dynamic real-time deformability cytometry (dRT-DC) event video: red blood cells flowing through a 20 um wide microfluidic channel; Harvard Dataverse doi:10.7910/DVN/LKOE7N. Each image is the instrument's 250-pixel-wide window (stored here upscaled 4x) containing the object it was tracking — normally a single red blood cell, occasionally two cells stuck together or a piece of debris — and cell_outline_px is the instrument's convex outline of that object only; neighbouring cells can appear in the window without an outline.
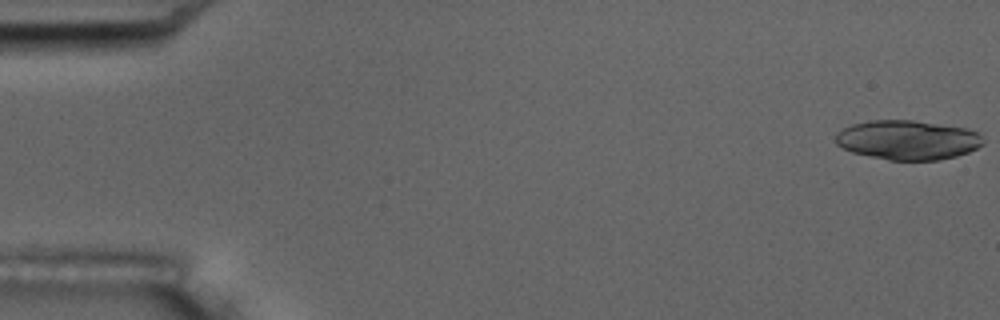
{"species": "common noctule bat (a hibernating species)", "species_latin": "Nyctalus noctula", "temperature_condition": "room temperature", "stored_images_in_passage": 4, "camera_frame_rate_fps": 3000, "um_per_image_px": 0.085, "animal": {"sex": "male", "body_mass_g": 17.5, "forearm_length_mm": 52.3}, "frame": {"image": 1, "passage_image": 1, "time_ms": 0.0, "image_size_px": [1000, 320], "cell_outline_px": [[984, 144], [968, 152], [956, 156], [940, 160], [888, 160], [852, 152], [836, 144], [836, 132], [852, 124], [868, 120], [912, 120], [968, 128], [976, 132], [984, 140]], "centroid_in_image_um": [77.15, 11.89], "position_along_channel_um": 7.8, "area_um2": 33.93}}